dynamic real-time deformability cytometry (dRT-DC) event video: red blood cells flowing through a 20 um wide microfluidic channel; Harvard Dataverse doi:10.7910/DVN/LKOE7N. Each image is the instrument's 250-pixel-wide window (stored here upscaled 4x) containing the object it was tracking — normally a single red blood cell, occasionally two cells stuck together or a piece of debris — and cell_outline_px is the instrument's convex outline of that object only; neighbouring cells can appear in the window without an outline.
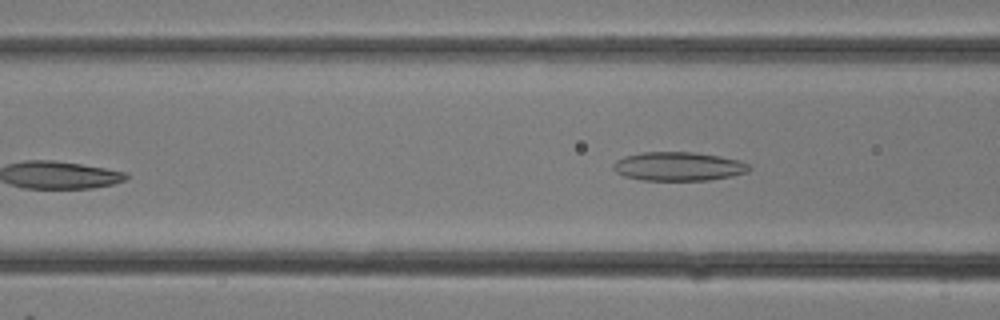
{"species": "common noctule bat (a hibernating species)", "species_latin": "Nyctalus noctula", "temperature_condition": "room temperature", "stored_images_in_passage": 12, "camera_frame_rate_fps": 3000, "um_per_image_px": 0.085, "animal": {"sex": "female"}, "frame": {"image": 1, "passage_image": 12, "time_ms": 3.667, "image_size_px": [1000, 320], "cell_outline_px": [[752, 168], [748, 172], [732, 176], [708, 180], [644, 180], [624, 176], [616, 172], [612, 168], [612, 164], [616, 160], [624, 156], [644, 152], [692, 152], [720, 156], [740, 160], [748, 164]], "centroid_in_image_um": [57.67, 14.14], "position_along_channel_um": 108.9, "area_um2": 22.89}}